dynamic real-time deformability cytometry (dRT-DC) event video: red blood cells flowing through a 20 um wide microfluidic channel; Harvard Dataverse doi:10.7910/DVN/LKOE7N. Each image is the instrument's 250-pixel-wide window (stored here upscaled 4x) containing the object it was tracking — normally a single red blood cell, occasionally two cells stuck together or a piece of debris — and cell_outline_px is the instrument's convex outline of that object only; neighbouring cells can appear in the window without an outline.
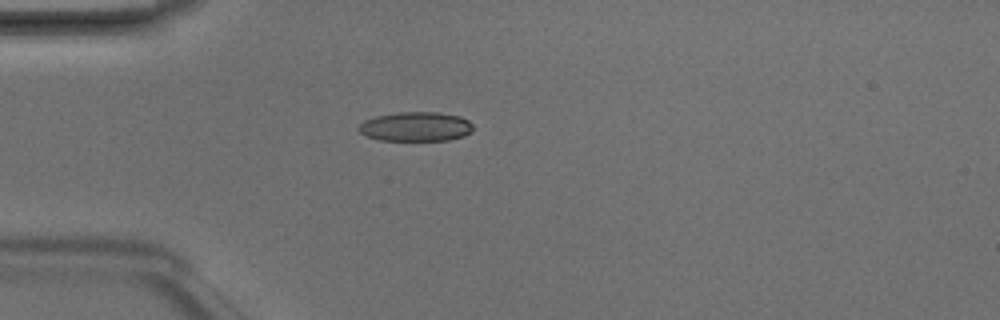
{"species": "Egyptian fruit bat (a non-hibernating species)", "species_latin": "Rousettus aegyptiacus", "temperature_condition": "room temperature", "stored_images_in_passage": 4, "camera_frame_rate_fps": 3000, "um_per_image_px": 0.085, "animal": {"sex": "male"}, "frame": {"image": 1, "passage_image": 3, "time_ms": 0.667, "image_size_px": [1000, 320], "cell_outline_px": [[472, 132], [464, 136], [448, 140], [380, 140], [368, 136], [360, 132], [356, 128], [364, 120], [376, 116], [396, 112], [436, 112], [460, 116], [468, 120], [472, 124]], "centroid_in_image_um": [35.34, 10.75], "position_along_channel_um": 49.7, "area_um2": 19.59}}